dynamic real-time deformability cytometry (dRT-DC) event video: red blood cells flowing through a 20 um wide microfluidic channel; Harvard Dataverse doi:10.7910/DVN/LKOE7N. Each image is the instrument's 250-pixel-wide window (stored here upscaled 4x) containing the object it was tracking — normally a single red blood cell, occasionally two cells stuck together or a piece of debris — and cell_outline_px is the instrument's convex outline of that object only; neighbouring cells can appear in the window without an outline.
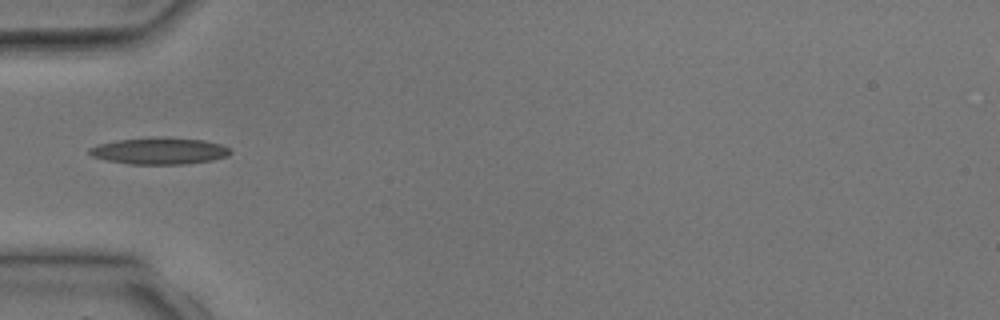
{"species": "common noctule bat (a hibernating species)", "species_latin": "Nyctalus noctula", "temperature_condition": "room temperature", "stored_images_in_passage": 3, "camera_frame_rate_fps": 3000, "um_per_image_px": 0.085, "animal": {"sex": "male", "body_mass_g": 17.9, "forearm_length_mm": 54.2}, "frame": {"image": 1, "passage_image": 3, "time_ms": 2.667, "image_size_px": [1000, 320], "cell_outline_px": [[232, 152], [228, 156], [212, 160], [184, 164], [128, 164], [108, 160], [92, 156], [88, 152], [88, 148], [96, 144], [120, 140], [204, 140], [220, 144], [228, 148]], "centroid_in_image_um": [13.53, 12.88], "position_along_channel_um": 71.5, "area_um2": 20.75}}